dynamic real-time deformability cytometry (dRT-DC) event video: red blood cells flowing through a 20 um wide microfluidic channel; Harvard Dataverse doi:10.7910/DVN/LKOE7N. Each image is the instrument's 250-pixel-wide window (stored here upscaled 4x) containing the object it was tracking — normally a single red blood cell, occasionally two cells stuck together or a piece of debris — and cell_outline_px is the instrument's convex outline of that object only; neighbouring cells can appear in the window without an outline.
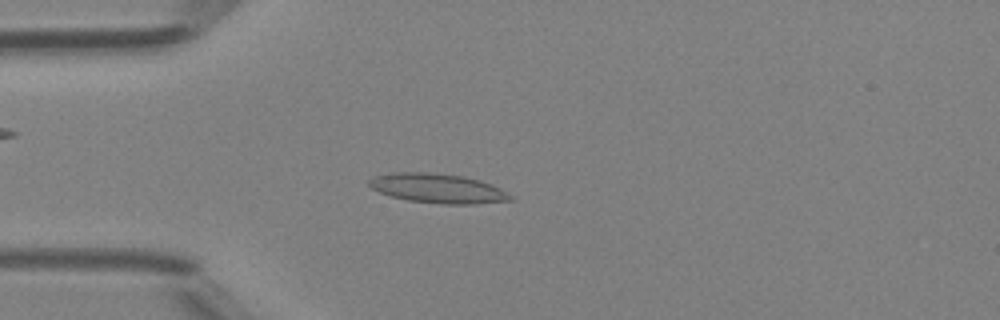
{"species": "Egyptian fruit bat (a non-hibernating species)", "species_latin": "Rousettus aegyptiacus", "temperature_condition": "room temperature", "stored_images_in_passage": 47, "camera_frame_rate_fps": 3000, "um_per_image_px": 0.085, "animal": {"sex": "female"}, "frame": {"image": 1, "passage_image": 12, "time_ms": 3.667, "image_size_px": [1000, 320], "cell_outline_px": [[512, 200], [472, 204], [444, 204], [408, 200], [392, 196], [380, 192], [372, 188], [368, 184], [368, 180], [376, 176], [392, 172], [428, 172], [464, 176], [480, 180], [500, 188], [512, 196]], "centroid_in_image_um": [37.21, 16.0], "position_along_channel_um": 47.8, "area_um2": 24.04}}
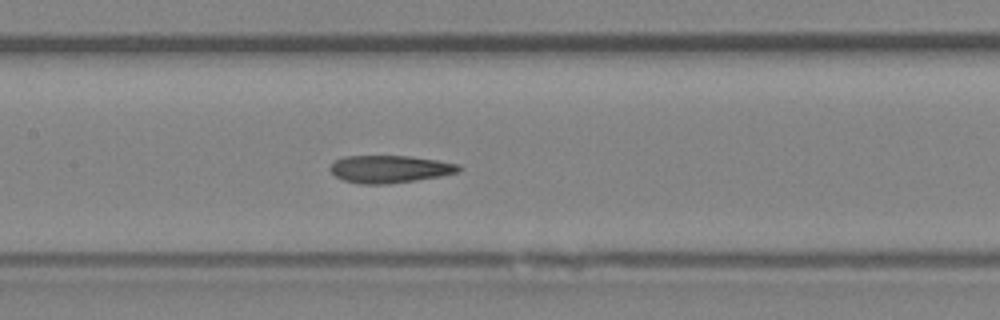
{"frame": {"image": 2, "passage_image": 22, "time_ms": 7.0, "image_size_px": [1000, 320], "cell_outline_px": [[464, 168], [456, 172], [440, 176], [416, 180], [388, 184], [360, 184], [344, 180], [336, 176], [328, 168], [336, 160], [344, 156], [408, 156], [436, 160], [460, 164]], "centroid_in_image_um": [33.13, 14.37], "position_along_channel_um": 174.3, "area_um2": 20.52}}
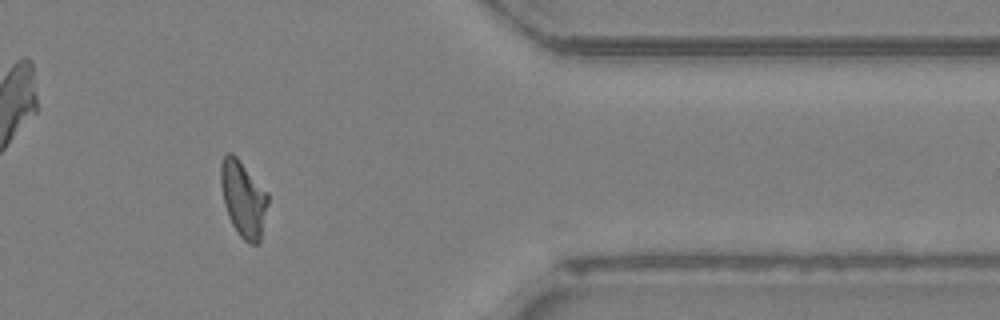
{"frame": {"image": 3, "passage_image": 39, "time_ms": 12.667, "image_size_px": [1000, 320], "cell_outline_px": [[268, 204], [260, 240], [256, 244], [248, 244], [240, 236], [232, 224], [228, 216], [224, 204], [220, 184], [220, 164], [224, 156], [228, 152], [232, 152], [236, 156], [268, 192]], "centroid_in_image_um": [20.67, 16.88], "position_along_channel_um": 390.7, "area_um2": 20.98}, "authors_computed_cell_mechanics": {"area_um2": 20.5768, "velocity_mm_per_s": 4.2127, "shape_relaxation_time_tau1_ms": null, "shape_relaxation_time_tau2_ms": 3.1305, "deformation_change_tau1": null, "deformation_change_tau2": 0.1183}}